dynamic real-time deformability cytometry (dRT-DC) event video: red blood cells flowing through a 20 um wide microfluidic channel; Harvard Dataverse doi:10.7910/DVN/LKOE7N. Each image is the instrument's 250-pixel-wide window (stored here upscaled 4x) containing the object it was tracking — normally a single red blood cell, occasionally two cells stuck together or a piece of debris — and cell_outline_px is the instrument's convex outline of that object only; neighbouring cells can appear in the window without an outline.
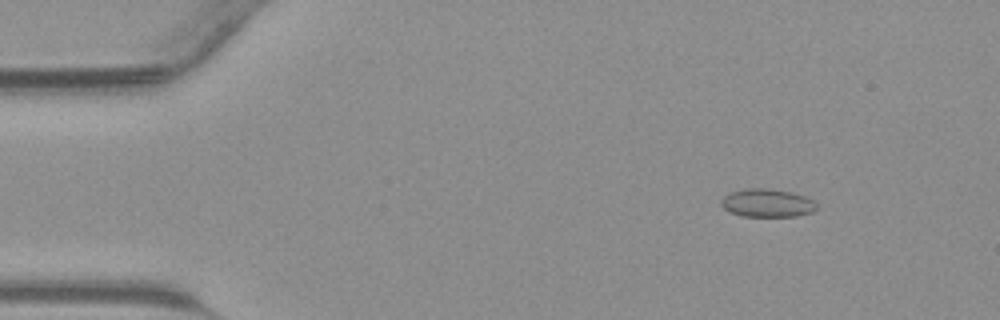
{"species": "common noctule bat (a hibernating species)", "species_latin": "Nyctalus noctula", "temperature_condition": "warm", "stored_images_in_passage": 44, "camera_frame_rate_fps": 3000, "um_per_image_px": 0.085, "animal": {"sex": "male", "body_mass_g": 23.1, "forearm_length_mm": 52.7}, "frame": {"image": 1, "passage_image": 6, "time_ms": 1.667, "image_size_px": [1000, 320], "cell_outline_px": [[816, 208], [812, 212], [796, 216], [744, 216], [728, 212], [720, 204], [720, 200], [724, 196], [732, 192], [744, 188], [768, 188], [792, 192], [804, 196], [812, 200], [816, 204]], "centroid_in_image_um": [65.18, 17.25], "position_along_channel_um": 19.8, "area_um2": 15.66}}
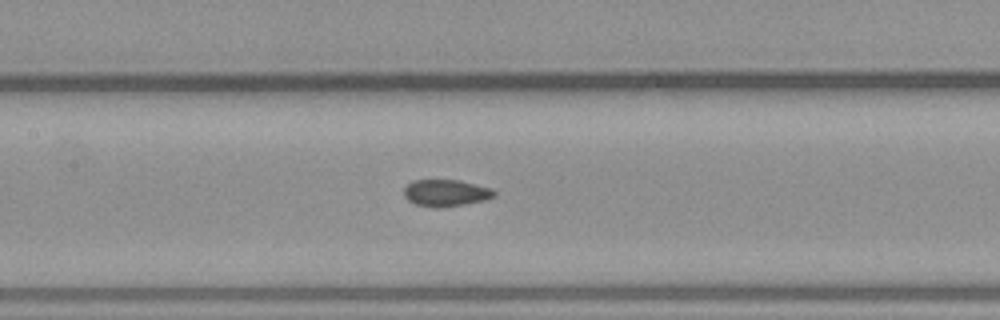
{"frame": {"image": 2, "passage_image": 21, "time_ms": 6.667, "image_size_px": [1000, 320], "cell_outline_px": [[496, 196], [484, 200], [444, 208], [432, 208], [416, 204], [408, 200], [404, 196], [404, 188], [412, 180], [460, 180], [492, 188], [496, 192]], "centroid_in_image_um": [37.91, 16.4], "position_along_channel_um": 169.5, "area_um2": 14.28}}
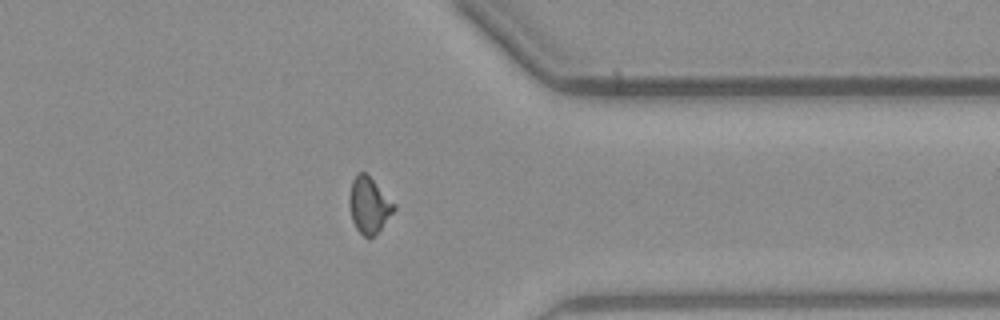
{"frame": {"image": 3, "passage_image": 35, "time_ms": 11.333, "image_size_px": [1000, 320], "cell_outline_px": [[396, 208], [380, 228], [368, 240], [356, 228], [352, 220], [348, 204], [348, 200], [352, 180], [356, 172], [364, 172], [396, 204]], "centroid_in_image_um": [31.33, 17.43], "position_along_channel_um": 380.1, "area_um2": 14.39}}